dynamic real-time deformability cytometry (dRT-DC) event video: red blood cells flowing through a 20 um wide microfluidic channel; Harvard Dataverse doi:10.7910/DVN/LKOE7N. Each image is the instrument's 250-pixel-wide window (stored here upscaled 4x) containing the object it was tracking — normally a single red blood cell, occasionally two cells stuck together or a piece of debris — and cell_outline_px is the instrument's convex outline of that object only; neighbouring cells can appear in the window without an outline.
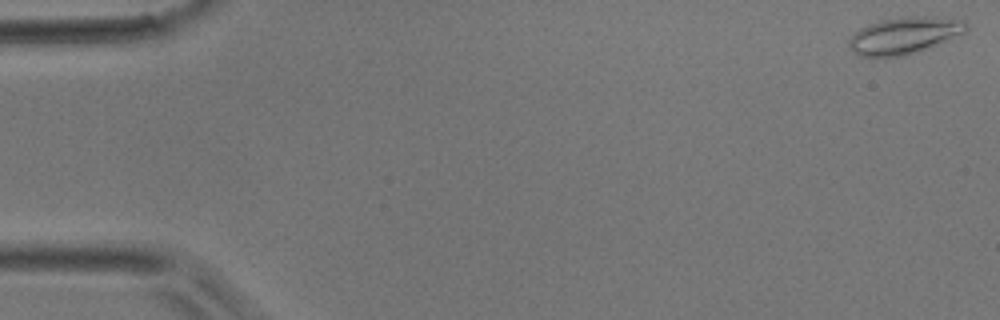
{"species": "common noctule bat (a hibernating species)", "species_latin": "Nyctalus noctula", "temperature_condition": "room temperature", "stored_images_in_passage": 41, "camera_frame_rate_fps": 3000, "um_per_image_px": 0.085, "animal": {"sex": "male", "body_mass_g": 17.9}, "frame": {"image": 1, "passage_image": 1, "time_ms": 0.0, "image_size_px": [1000, 320], "cell_outline_px": [[968, 28], [964, 32], [916, 52], [904, 56], [860, 56], [852, 52], [848, 44], [848, 40], [860, 28], [868, 24], [880, 20], [908, 16], [928, 16], [964, 20], [968, 24]], "centroid_in_image_um": [76.82, 3.0], "position_along_channel_um": 8.2, "area_um2": 24.8}}
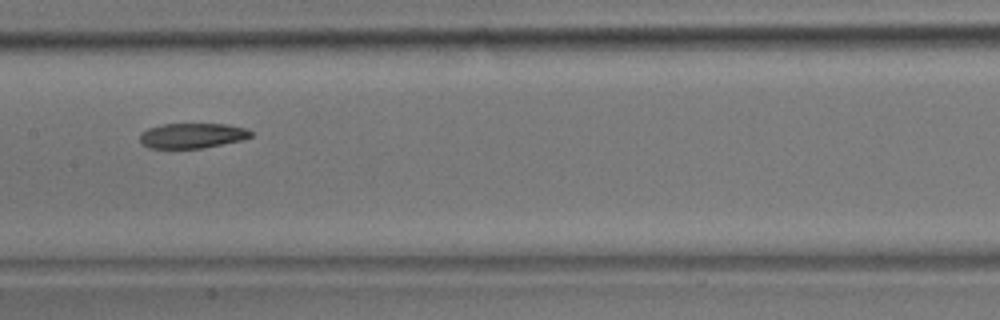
{"frame": {"image": 2, "passage_image": 23, "time_ms": 7.333, "image_size_px": [1000, 320], "cell_outline_px": [[252, 136], [244, 140], [204, 148], [148, 148], [140, 144], [140, 132], [148, 128], [164, 124], [228, 124], [248, 128], [252, 132]], "centroid_in_image_um": [16.36, 11.53], "position_along_channel_um": 191.0, "area_um2": 16.53}}
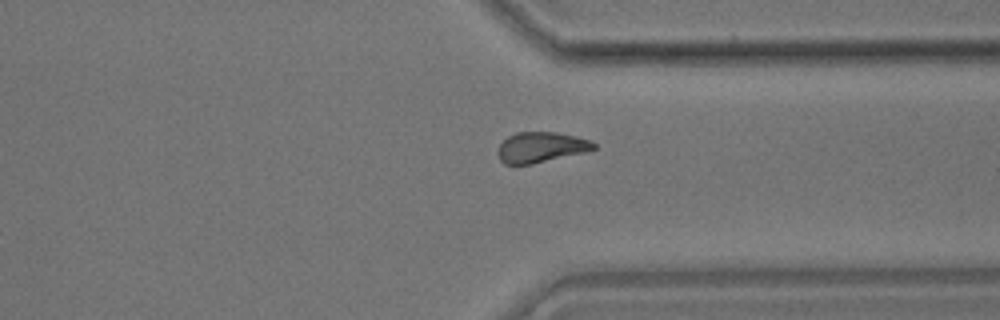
{"frame": {"image": 3, "passage_image": 35, "time_ms": 11.333, "image_size_px": [1000, 320], "cell_outline_px": [[596, 148], [584, 152], [532, 164], [504, 164], [500, 160], [496, 152], [500, 144], [508, 136], [516, 132], [556, 132], [576, 136], [592, 140], [596, 144]], "centroid_in_image_um": [45.97, 12.51], "position_along_channel_um": 365.4, "area_um2": 17.05}}